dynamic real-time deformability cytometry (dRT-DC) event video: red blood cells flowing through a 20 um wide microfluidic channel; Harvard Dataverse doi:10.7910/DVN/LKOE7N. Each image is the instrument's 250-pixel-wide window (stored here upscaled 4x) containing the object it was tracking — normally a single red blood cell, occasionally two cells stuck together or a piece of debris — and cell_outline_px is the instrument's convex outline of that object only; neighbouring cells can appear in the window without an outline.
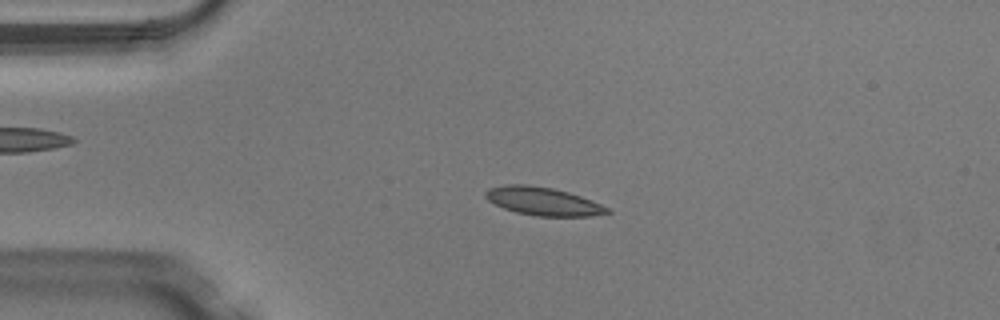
{"species": "Egyptian fruit bat (a non-hibernating species)", "species_latin": "Rousettus aegyptiacus", "temperature_condition": "warm", "stored_images_in_passage": 49, "camera_frame_rate_fps": 3000, "um_per_image_px": 0.085, "animal": {"sex": "male"}, "frame": {"image": 1, "passage_image": 11, "time_ms": 3.333, "image_size_px": [1000, 320], "cell_outline_px": [[612, 212], [592, 216], [536, 216], [516, 212], [504, 208], [488, 200], [484, 196], [484, 192], [488, 188], [504, 184], [528, 184], [552, 188], [568, 192], [580, 196], [600, 204], [608, 208]], "centroid_in_image_um": [46.12, 17.1], "position_along_channel_um": 38.9, "area_um2": 19.94}}
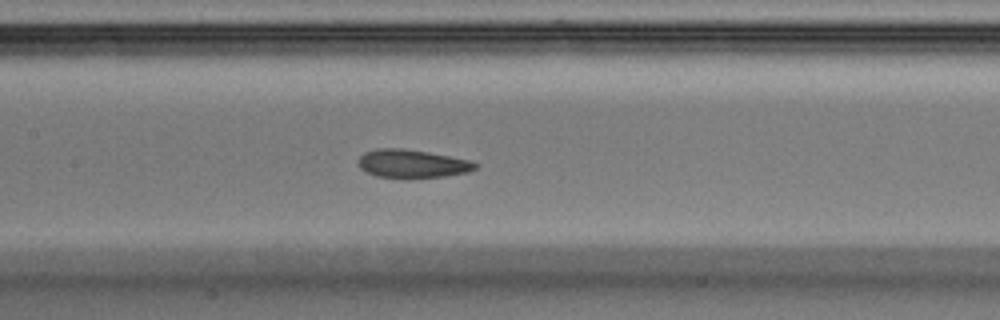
{"frame": {"image": 2, "passage_image": 23, "time_ms": 7.333, "image_size_px": [1000, 320], "cell_outline_px": [[480, 164], [476, 168], [468, 172], [444, 176], [376, 176], [360, 168], [356, 160], [364, 152], [376, 148], [400, 148], [428, 152], [472, 160]], "centroid_in_image_um": [35.04, 13.87], "position_along_channel_um": 172.4, "area_um2": 18.9}}
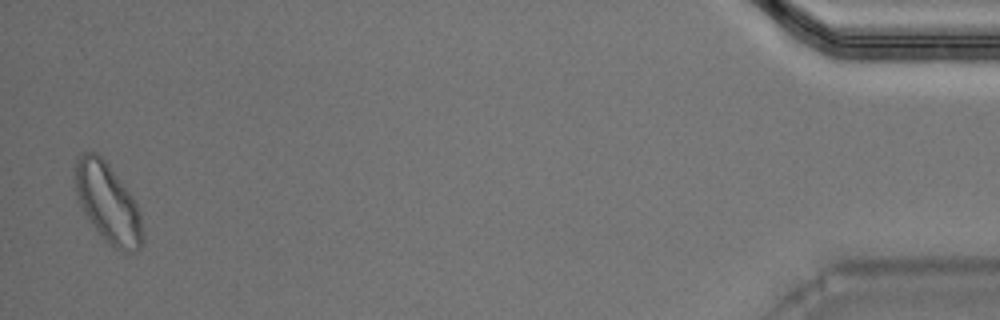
{"frame": {"image": 3, "passage_image": 48, "time_ms": 15.667, "image_size_px": [1000, 320], "cell_outline_px": [[144, 240], [140, 248], [136, 252], [124, 252], [116, 248], [104, 240], [80, 204], [76, 192], [72, 168], [80, 152], [96, 152], [108, 164], [132, 196], [140, 212]], "centroid_in_image_um": [9.16, 17.23], "position_along_channel_um": 426.0, "area_um2": 31.1}, "authors_computed_cell_mechanics": {"area_um2": 19.4786, "velocity_mm_per_s": 4.0948, "shape_relaxation_time_tau1_ms": 3.2103, "shape_relaxation_time_tau2_ms": 1.0331, "deformation_change_tau1": 0.121, "deformation_change_tau2": 0.0671}}